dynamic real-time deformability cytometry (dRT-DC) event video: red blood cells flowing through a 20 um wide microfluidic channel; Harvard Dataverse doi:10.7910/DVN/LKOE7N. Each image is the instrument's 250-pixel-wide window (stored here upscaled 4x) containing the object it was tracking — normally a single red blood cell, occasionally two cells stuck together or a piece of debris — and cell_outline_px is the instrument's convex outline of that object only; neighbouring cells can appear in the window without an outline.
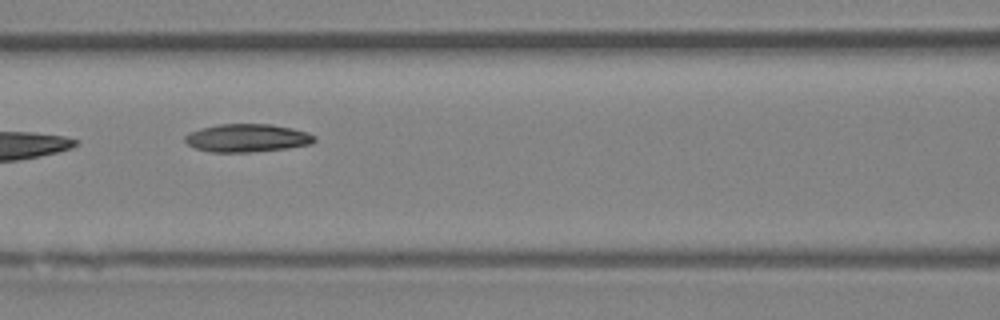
{"species": "Egyptian fruit bat (a non-hibernating species)", "species_latin": "Rousettus aegyptiacus", "temperature_condition": "room temperature", "stored_images_in_passage": 5, "camera_frame_rate_fps": 3000, "um_per_image_px": 0.085, "animal": {"sex": "female"}, "frame": {"image": 1, "passage_image": 4, "time_ms": 3.667, "image_size_px": [1000, 320], "cell_outline_px": [[316, 140], [312, 144], [288, 148], [252, 152], [212, 152], [196, 148], [188, 144], [184, 140], [184, 136], [200, 128], [220, 124], [272, 124], [292, 128], [308, 132], [316, 136]], "centroid_in_image_um": [21.05, 11.73], "position_along_channel_um": 145.5, "area_um2": 21.21}}
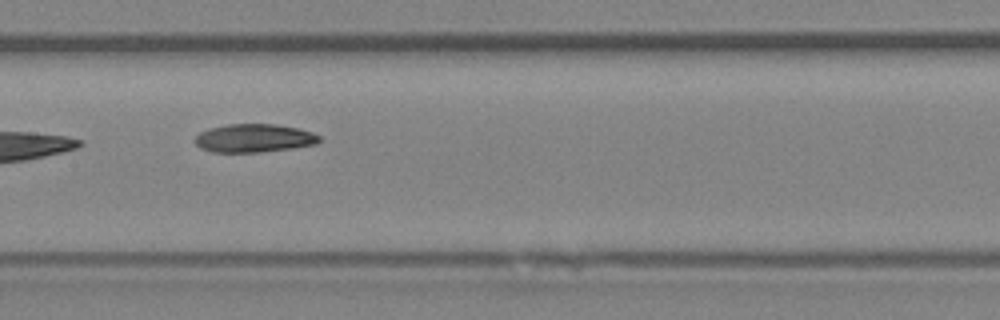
{"frame": {"image": 2, "passage_image": 5, "time_ms": 4.667, "image_size_px": [1000, 320], "cell_outline_px": [[320, 140], [316, 144], [292, 148], [260, 152], [212, 152], [200, 148], [196, 144], [196, 136], [200, 132], [208, 128], [228, 124], [276, 124], [296, 128], [312, 132], [320, 136]], "centroid_in_image_um": [21.58, 11.74], "position_along_channel_um": 185.8, "area_um2": 20.46}}